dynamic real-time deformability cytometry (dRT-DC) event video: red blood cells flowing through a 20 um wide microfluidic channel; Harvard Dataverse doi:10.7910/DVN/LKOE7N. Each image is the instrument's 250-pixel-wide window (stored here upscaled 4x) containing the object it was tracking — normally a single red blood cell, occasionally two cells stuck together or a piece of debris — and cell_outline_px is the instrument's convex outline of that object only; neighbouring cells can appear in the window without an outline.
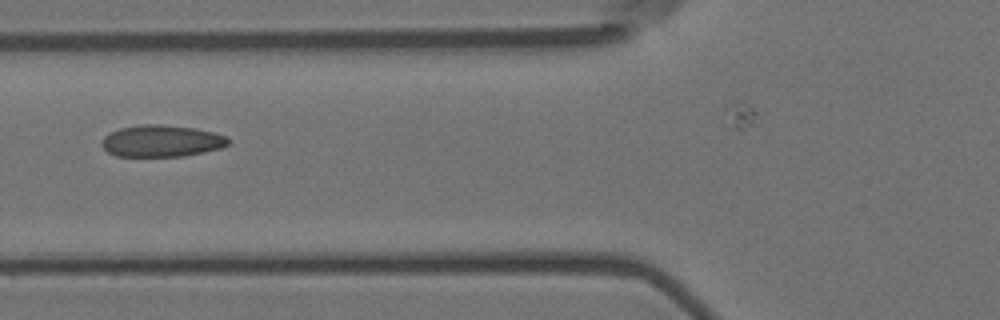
{"species": "Egyptian fruit bat (a non-hibernating species)", "species_latin": "Rousettus aegyptiacus", "temperature_condition": "room temperature", "stored_images_in_passage": 8, "camera_frame_rate_fps": 3000, "um_per_image_px": 0.085, "animal": {"sex": "female"}, "frame": {"image": 1, "passage_image": 2, "time_ms": 0.333, "image_size_px": [1000, 320], "cell_outline_px": [[232, 140], [228, 144], [220, 148], [204, 152], [184, 156], [116, 156], [108, 152], [100, 144], [104, 136], [108, 132], [120, 128], [140, 124], [160, 124], [196, 128], [228, 136]], "centroid_in_image_um": [13.73, 11.97], "position_along_channel_um": 112.1, "area_um2": 23.64}}
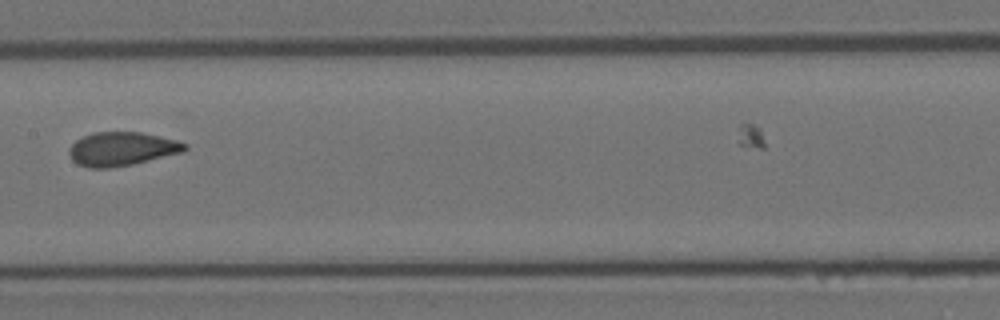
{"frame": {"image": 2, "passage_image": 4, "time_ms": 1.0, "image_size_px": [1000, 320], "cell_outline_px": [[188, 148], [184, 152], [132, 164], [108, 168], [88, 168], [76, 164], [72, 160], [68, 152], [68, 148], [76, 140], [84, 136], [96, 132], [140, 132], [160, 136], [176, 140], [188, 144]], "centroid_in_image_um": [10.35, 12.66], "position_along_channel_um": 197.1, "area_um2": 22.83}}
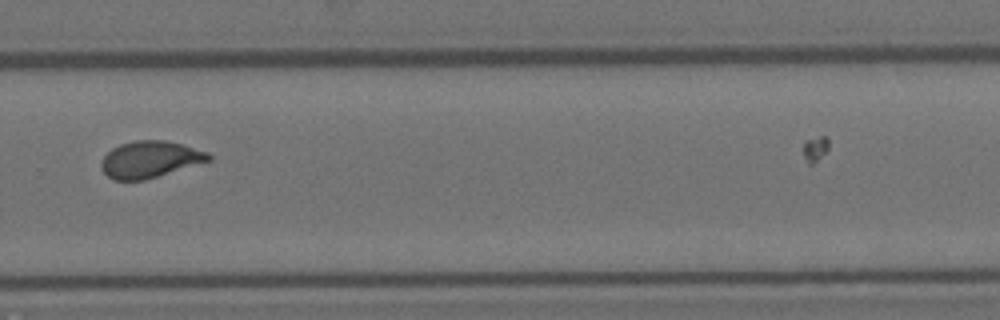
{"frame": {"image": 3, "passage_image": 7, "time_ms": 2.0, "image_size_px": [1000, 320], "cell_outline_px": [[212, 160], [144, 180], [112, 180], [104, 172], [100, 164], [100, 160], [112, 148], [120, 144], [136, 140], [164, 140], [180, 144], [208, 152], [212, 156]], "centroid_in_image_um": [12.73, 13.55], "position_along_channel_um": 317.1, "area_um2": 22.83}}